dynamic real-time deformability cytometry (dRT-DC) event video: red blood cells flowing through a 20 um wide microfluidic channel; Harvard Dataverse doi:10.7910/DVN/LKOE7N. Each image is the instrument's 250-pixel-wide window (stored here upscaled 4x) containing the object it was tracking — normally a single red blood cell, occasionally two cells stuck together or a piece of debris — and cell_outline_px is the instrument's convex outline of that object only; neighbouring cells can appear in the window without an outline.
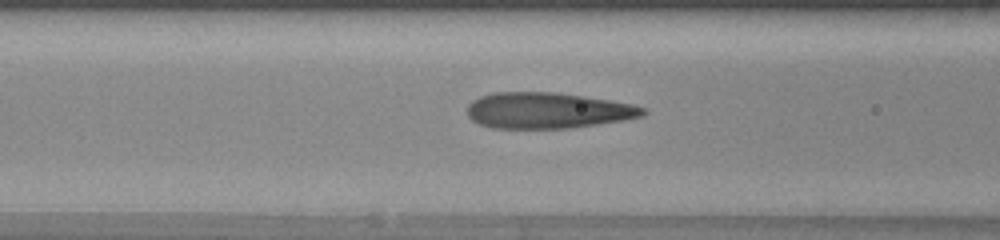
{"species": "human", "species_latin": "Homo sapiens", "temperature_condition": "warm", "stored_images_in_passage": 34, "camera_frame_rate_fps": 3000, "um_per_image_px": 0.085, "donor": {"sex": "female"}, "frame": {"image": 1, "passage_image": 10, "time_ms": 3.0, "image_size_px": [1000, 240], "cell_outline_px": [[648, 112], [640, 116], [620, 120], [596, 124], [568, 128], [492, 128], [480, 124], [472, 120], [468, 116], [468, 104], [472, 100], [480, 96], [496, 92], [556, 92], [584, 96], [632, 104], [644, 108]], "centroid_in_image_um": [46.49, 9.38], "position_along_channel_um": 120.1, "area_um2": 36.53}}
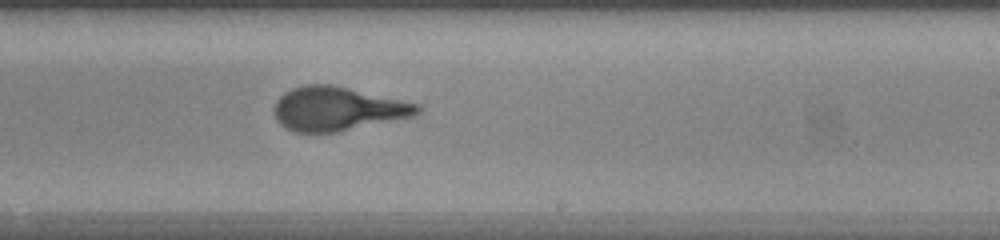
{"frame": {"image": 2, "passage_image": 20, "time_ms": 6.333, "image_size_px": [1000, 240], "cell_outline_px": [[420, 112], [416, 116], [336, 132], [296, 132], [280, 124], [276, 120], [276, 100], [284, 92], [292, 88], [304, 84], [332, 84], [420, 104]], "centroid_in_image_um": [28.71, 9.24], "position_along_channel_um": 260.3, "area_um2": 36.47}}
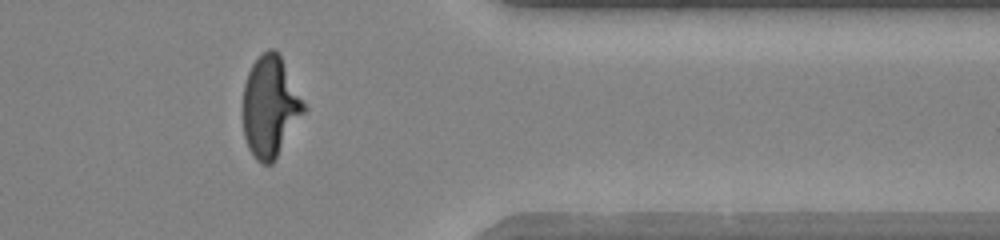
{"frame": {"image": 3, "passage_image": 30, "time_ms": 9.667, "image_size_px": [1000, 240], "cell_outline_px": [[308, 108], [272, 164], [260, 164], [256, 160], [248, 148], [244, 136], [244, 84], [248, 72], [252, 64], [268, 48], [276, 48], [280, 52]], "centroid_in_image_um": [23.0, 9.04], "position_along_channel_um": 388.4, "area_um2": 36.18}}